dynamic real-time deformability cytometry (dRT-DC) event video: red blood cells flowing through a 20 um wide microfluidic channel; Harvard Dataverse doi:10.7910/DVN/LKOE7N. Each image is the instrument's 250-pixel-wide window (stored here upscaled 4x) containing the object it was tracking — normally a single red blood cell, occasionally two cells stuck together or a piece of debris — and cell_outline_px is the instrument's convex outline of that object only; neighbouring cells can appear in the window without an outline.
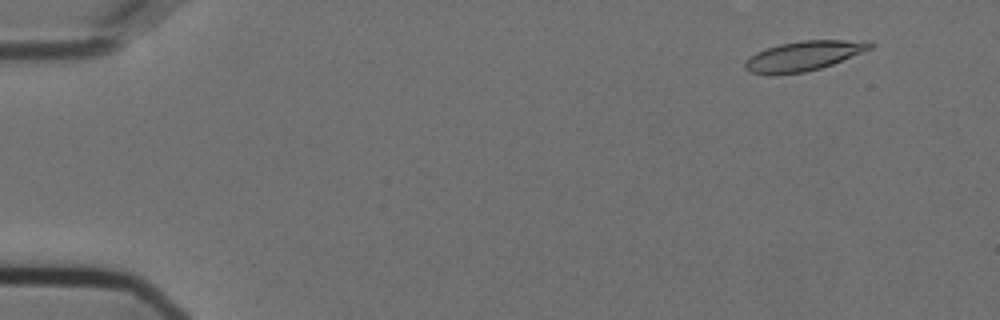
{"species": "Egyptian fruit bat (a non-hibernating species)", "species_latin": "Rousettus aegyptiacus", "temperature_condition": "cold", "stored_images_in_passage": 53, "camera_frame_rate_fps": 3000, "um_per_image_px": 0.085, "animal": {"sex": "female"}, "frame": {"image": 1, "passage_image": 1, "time_ms": 0.0, "image_size_px": [1000, 320], "cell_outline_px": [[876, 44], [872, 48], [832, 64], [820, 68], [804, 72], [748, 72], [744, 68], [744, 64], [756, 52], [780, 44], [804, 40], [872, 40]], "centroid_in_image_um": [68.43, 4.7], "position_along_channel_um": 16.6, "area_um2": 20.98}}
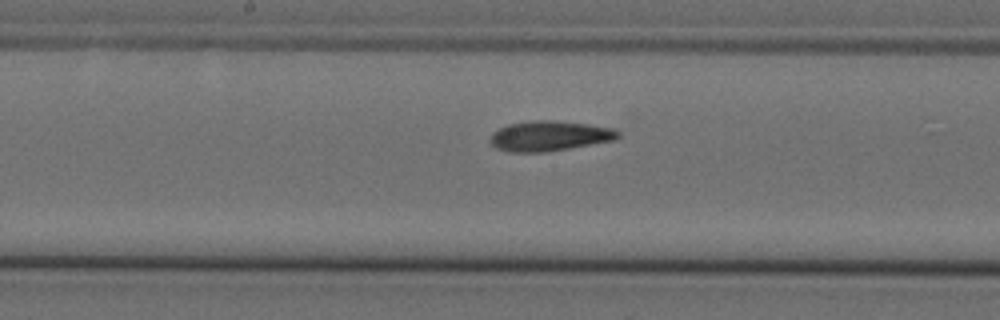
{"frame": {"image": 2, "passage_image": 26, "time_ms": 8.333, "image_size_px": [1000, 320], "cell_outline_px": [[620, 136], [612, 140], [568, 148], [544, 152], [508, 152], [496, 148], [488, 140], [492, 132], [508, 124], [532, 120], [552, 120], [588, 124], [616, 128], [620, 132]], "centroid_in_image_um": [46.67, 11.54], "position_along_channel_um": 201.5, "area_um2": 22.43}}
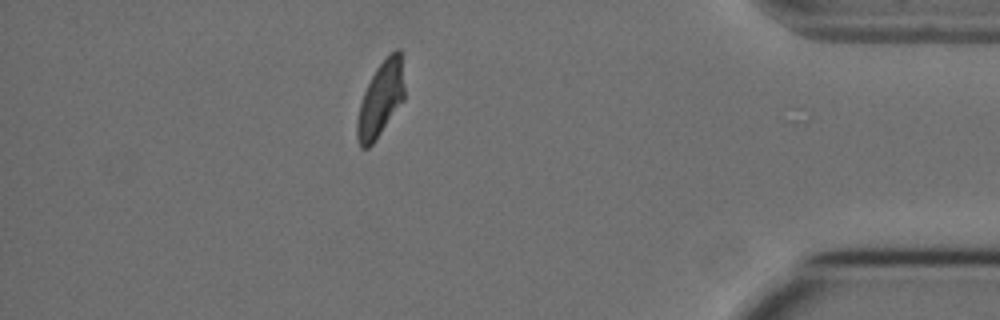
{"frame": {"image": 3, "passage_image": 46, "time_ms": 15.0, "image_size_px": [1000, 320], "cell_outline_px": [[404, 100], [372, 144], [368, 148], [360, 148], [356, 136], [356, 120], [360, 104], [364, 92], [376, 68], [396, 48], [400, 48], [404, 88]], "centroid_in_image_um": [32.34, 8.46], "position_along_channel_um": 402.9, "area_um2": 20.35}, "authors_computed_cell_mechanics": {"area_um2": 21.7906, "velocity_mm_per_s": 3.5861, "shape_relaxation_time_tau1_ms": null, "shape_relaxation_time_tau2_ms": 2.6526, "deformation_change_tau1": null, "deformation_change_tau2": 0.0906}}